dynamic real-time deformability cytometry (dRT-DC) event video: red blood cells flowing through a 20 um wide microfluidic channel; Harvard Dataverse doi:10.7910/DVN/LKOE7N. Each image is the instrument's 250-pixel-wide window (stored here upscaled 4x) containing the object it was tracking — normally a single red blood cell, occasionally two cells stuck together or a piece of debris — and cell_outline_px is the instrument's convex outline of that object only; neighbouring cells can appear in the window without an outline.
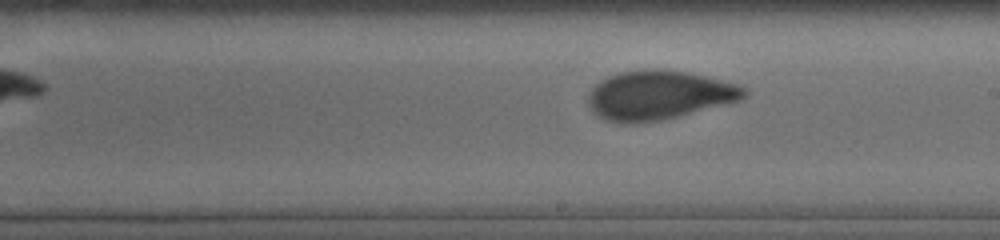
{"species": "human", "species_latin": "Homo sapiens", "temperature_condition": "cold", "stored_images_in_passage": 15, "segment_of_instrument_passage": [2, 2], "camera_frame_rate_fps": 3000, "um_per_image_px": 0.085, "donor": {"sex": "male"}, "frame": {"image": 1, "passage_image": 15, "time_ms": 8.0, "image_size_px": [1000, 240], "cell_outline_px": [[748, 96], [740, 100], [660, 120], [608, 120], [600, 116], [588, 104], [588, 92], [600, 80], [608, 76], [620, 72], [644, 68], [652, 68], [688, 72], [744, 84], [748, 88]], "centroid_in_image_um": [56.1, 8.01], "position_along_channel_um": 232.9, "area_um2": 43.99}}